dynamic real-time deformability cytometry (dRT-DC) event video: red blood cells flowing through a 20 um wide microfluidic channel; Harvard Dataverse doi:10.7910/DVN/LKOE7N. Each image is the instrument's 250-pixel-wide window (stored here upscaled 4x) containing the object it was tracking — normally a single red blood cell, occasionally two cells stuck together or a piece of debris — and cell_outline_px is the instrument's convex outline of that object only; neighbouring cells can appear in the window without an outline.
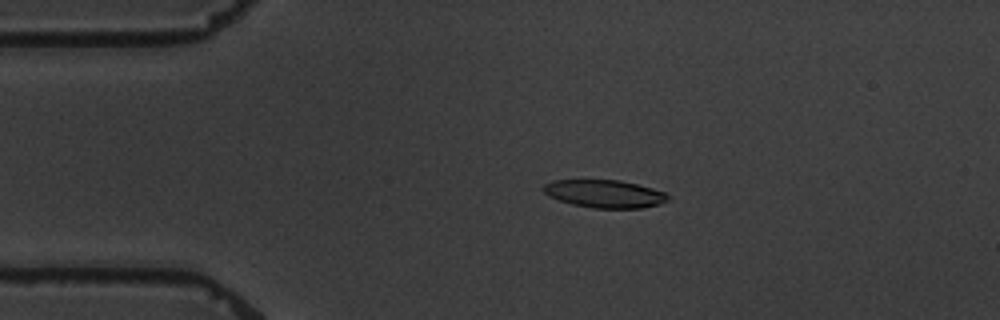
{"species": "common noctule bat (a hibernating species)", "species_latin": "Nyctalus noctula", "temperature_condition": "warm", "stored_images_in_passage": 10, "camera_frame_rate_fps": 3000, "um_per_image_px": 0.085, "animal": {"sex": "male", "body_mass_g": 19.5, "forearm_length_mm": 54.6}, "frame": {"image": 1, "passage_image": 2, "time_ms": 1.333, "image_size_px": [1000, 320], "cell_outline_px": [[668, 200], [660, 204], [644, 208], [592, 208], [572, 204], [548, 196], [540, 188], [544, 184], [552, 180], [620, 180], [652, 188], [664, 192], [668, 196]], "centroid_in_image_um": [51.36, 16.47], "position_along_channel_um": 33.6, "area_um2": 20.23}}
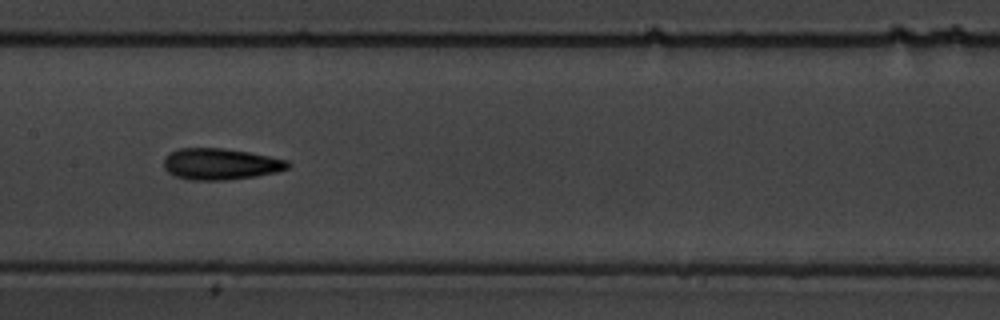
{"frame": {"image": 2, "passage_image": 7, "time_ms": 7.0, "image_size_px": [1000, 320], "cell_outline_px": [[292, 164], [288, 168], [276, 172], [256, 176], [224, 180], [192, 180], [176, 176], [168, 172], [164, 168], [164, 160], [172, 152], [180, 148], [220, 148], [248, 152], [288, 160]], "centroid_in_image_um": [18.77, 13.95], "position_along_channel_um": 188.6, "area_um2": 22.43}}
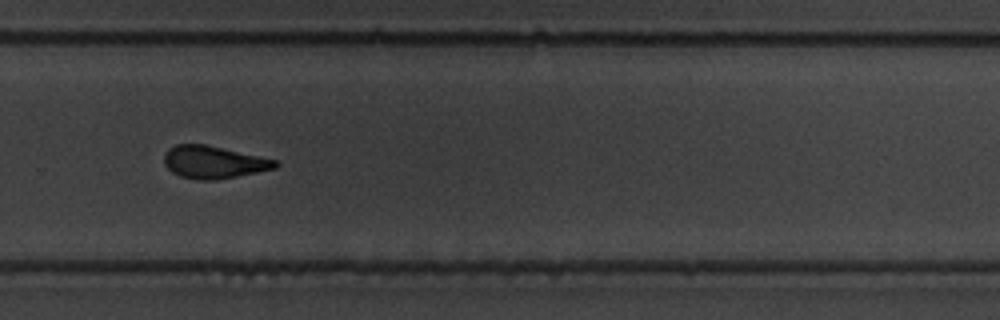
{"frame": {"image": 3, "passage_image": 10, "time_ms": 10.667, "image_size_px": [1000, 320], "cell_outline_px": [[280, 164], [276, 168], [236, 176], [212, 180], [196, 180], [180, 176], [172, 172], [164, 164], [164, 156], [168, 148], [176, 144], [204, 144], [276, 160]], "centroid_in_image_um": [18.12, 13.78], "position_along_channel_um": 311.7, "area_um2": 20.81}}